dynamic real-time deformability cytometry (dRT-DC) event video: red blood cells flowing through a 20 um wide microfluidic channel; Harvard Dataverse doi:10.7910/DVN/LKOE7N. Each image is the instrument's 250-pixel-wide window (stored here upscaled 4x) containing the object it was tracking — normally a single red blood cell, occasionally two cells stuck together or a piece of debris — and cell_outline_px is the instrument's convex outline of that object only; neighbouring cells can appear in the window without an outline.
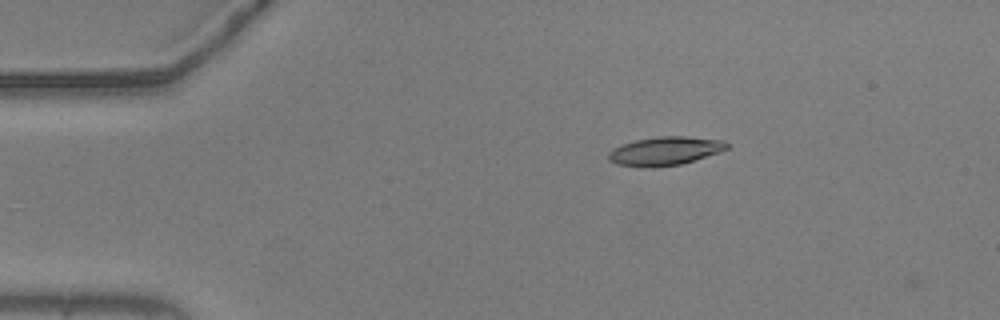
{"species": "common noctule bat (a hibernating species)", "species_latin": "Nyctalus noctula", "temperature_condition": "warm", "stored_images_in_passage": 3, "camera_frame_rate_fps": 3000, "um_per_image_px": 0.085, "animal": {"sex": "male", "body_mass_g": 20.5, "forearm_length_mm": 52.5}, "frame": {"image": 1, "passage_image": 2, "time_ms": 0.333, "image_size_px": [1000, 320], "cell_outline_px": [[728, 148], [720, 152], [680, 164], [652, 168], [644, 168], [616, 164], [608, 160], [608, 152], [612, 148], [636, 140], [656, 136], [684, 136], [724, 140], [728, 144]], "centroid_in_image_um": [56.49, 12.84], "position_along_channel_um": 28.5, "area_um2": 19.83}}